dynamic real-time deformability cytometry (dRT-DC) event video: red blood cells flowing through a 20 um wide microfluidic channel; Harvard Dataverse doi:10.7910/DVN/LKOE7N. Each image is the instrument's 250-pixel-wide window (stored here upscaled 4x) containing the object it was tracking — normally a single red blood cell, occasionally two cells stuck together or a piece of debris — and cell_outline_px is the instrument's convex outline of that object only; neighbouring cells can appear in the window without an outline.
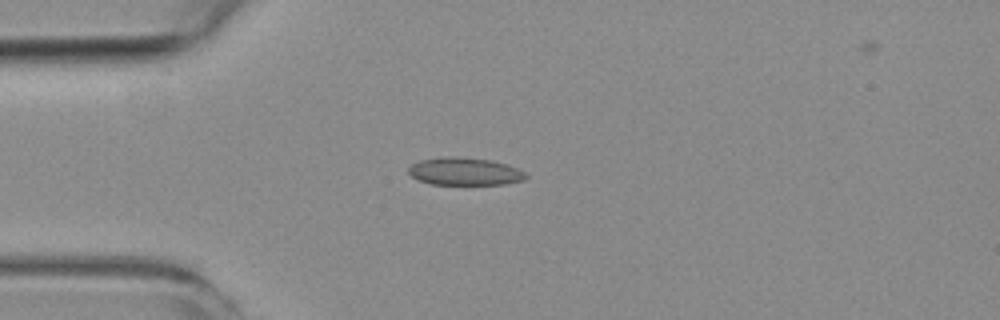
{"species": "common noctule bat (a hibernating species)", "species_latin": "Nyctalus noctula", "temperature_condition": "room temperature", "stored_images_in_passage": 2, "camera_frame_rate_fps": 3000, "um_per_image_px": 0.085, "animal": {"sex": "female", "body_mass_g": 19.3, "forearm_length_mm": 54.1}, "frame": {"image": 1, "passage_image": 1, "time_ms": 0.0, "image_size_px": [1000, 320], "cell_outline_px": [[528, 176], [524, 180], [504, 184], [432, 184], [420, 180], [412, 176], [408, 172], [408, 168], [412, 164], [420, 160], [444, 156], [456, 156], [492, 160], [516, 168], [524, 172]], "centroid_in_image_um": [39.49, 14.56], "position_along_channel_um": 45.5, "area_um2": 18.79}}